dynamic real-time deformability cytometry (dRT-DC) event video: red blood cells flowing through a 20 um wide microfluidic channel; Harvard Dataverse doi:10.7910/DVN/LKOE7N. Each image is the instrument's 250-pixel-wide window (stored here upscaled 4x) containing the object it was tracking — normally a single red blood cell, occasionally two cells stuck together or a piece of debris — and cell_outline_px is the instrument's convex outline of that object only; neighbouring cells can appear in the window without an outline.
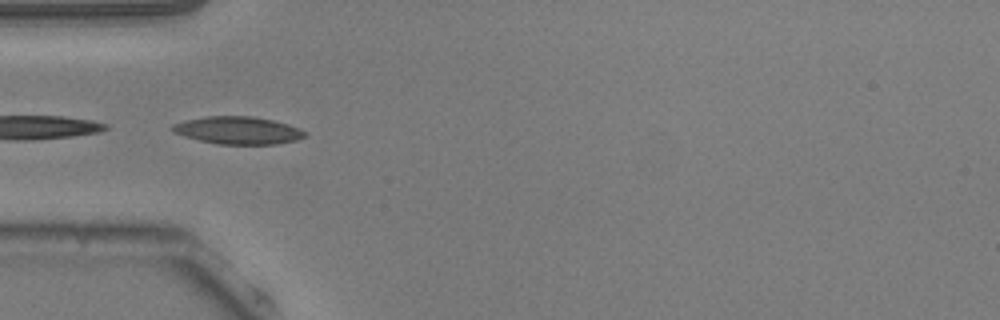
{"species": "common noctule bat (a hibernating species)", "species_latin": "Nyctalus noctula", "temperature_condition": "warm", "stored_images_in_passage": 23, "camera_frame_rate_fps": 3000, "um_per_image_px": 0.085, "animal": {"sex": "male", "body_mass_g": 20.5, "forearm_length_mm": 52.5}, "frame": {"image": 1, "passage_image": 16, "time_ms": 5.0, "image_size_px": [1000, 320], "cell_outline_px": [[308, 136], [296, 140], [276, 144], [216, 144], [184, 136], [172, 132], [168, 128], [172, 124], [184, 120], [208, 116], [252, 116], [272, 120], [288, 124], [300, 128], [308, 132]], "centroid_in_image_um": [20.22, 11.08], "position_along_channel_um": 64.8, "area_um2": 21.5}}